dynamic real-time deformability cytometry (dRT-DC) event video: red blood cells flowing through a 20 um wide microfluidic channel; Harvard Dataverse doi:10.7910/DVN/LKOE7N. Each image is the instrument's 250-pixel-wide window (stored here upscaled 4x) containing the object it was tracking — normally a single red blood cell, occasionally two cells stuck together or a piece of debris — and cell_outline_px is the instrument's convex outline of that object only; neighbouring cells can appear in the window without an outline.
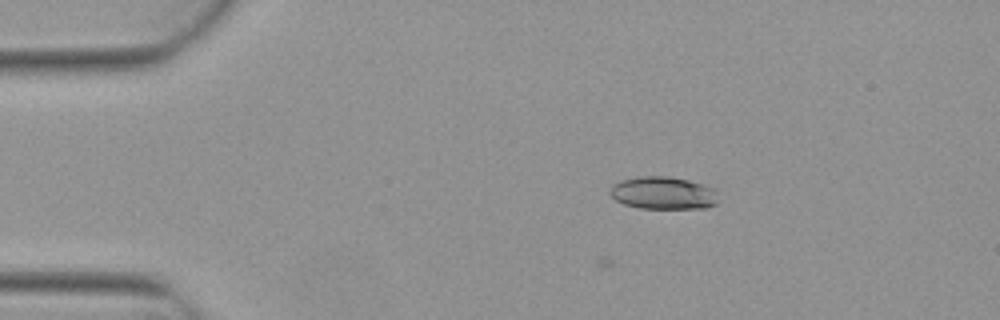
{"species": "Egyptian fruit bat (a non-hibernating species)", "species_latin": "Rousettus aegyptiacus", "temperature_condition": "warm", "stored_images_in_passage": 3, "camera_frame_rate_fps": 3000, "um_per_image_px": 0.085, "animal": {"sex": "female"}, "frame": {"image": 1, "passage_image": 2, "time_ms": 0.333, "image_size_px": [1000, 320], "cell_outline_px": [[716, 204], [708, 208], [640, 208], [624, 204], [616, 200], [608, 192], [612, 184], [620, 180], [640, 176], [668, 176], [688, 180], [704, 184], [716, 188]], "centroid_in_image_um": [56.37, 16.4], "position_along_channel_um": 28.6, "area_um2": 20.75}}